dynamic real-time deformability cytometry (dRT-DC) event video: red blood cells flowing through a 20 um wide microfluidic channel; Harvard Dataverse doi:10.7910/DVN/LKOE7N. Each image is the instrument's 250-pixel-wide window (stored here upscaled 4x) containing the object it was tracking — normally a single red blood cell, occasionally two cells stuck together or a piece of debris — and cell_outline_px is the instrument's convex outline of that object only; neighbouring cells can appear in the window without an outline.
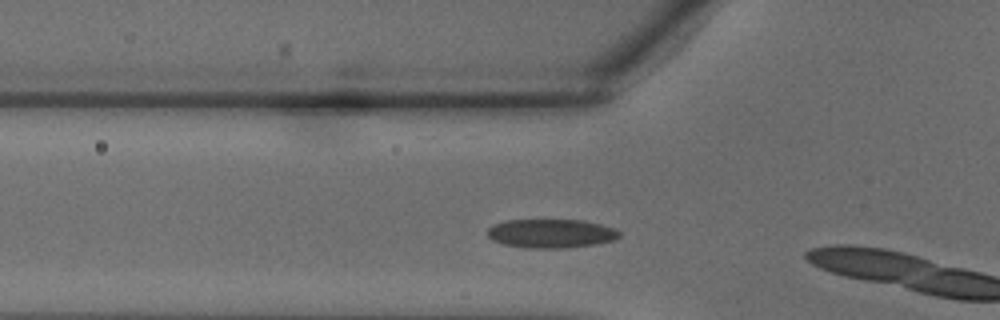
{"species": "common noctule bat (a hibernating species)", "species_latin": "Nyctalus noctula", "temperature_condition": "warm", "stored_images_in_passage": 3, "camera_frame_rate_fps": 3000, "um_per_image_px": 0.085, "animal": {"sex": "male", "body_mass_g": 18.8}, "frame": {"image": 1, "passage_image": 2, "time_ms": 0.333, "image_size_px": [1000, 320], "cell_outline_px": [[620, 236], [612, 240], [600, 244], [568, 248], [532, 248], [504, 244], [492, 240], [488, 236], [488, 228], [492, 224], [504, 220], [584, 220], [600, 224], [612, 228], [620, 232]], "centroid_in_image_um": [46.83, 19.84], "position_along_channel_um": 79.0, "area_um2": 22.25}}